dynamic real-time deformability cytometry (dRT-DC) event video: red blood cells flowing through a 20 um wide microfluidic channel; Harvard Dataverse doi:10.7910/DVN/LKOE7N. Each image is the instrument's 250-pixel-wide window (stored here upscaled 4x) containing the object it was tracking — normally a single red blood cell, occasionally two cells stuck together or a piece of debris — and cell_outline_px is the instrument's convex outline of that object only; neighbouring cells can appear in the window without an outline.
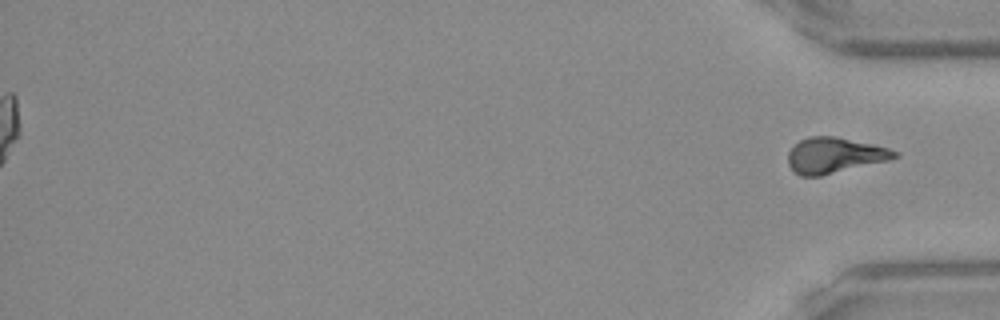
{"species": "Egyptian fruit bat (a non-hibernating species)", "species_latin": "Rousettus aegyptiacus", "temperature_condition": "warm", "stored_images_in_passage": 50, "segment_of_instrument_passage": [2, 2], "camera_frame_rate_fps": 3000, "um_per_image_px": 0.085, "frame": {"image": 1, "passage_image": 50, "time_ms": 16.333, "image_size_px": [1000, 320], "cell_outline_px": [[900, 156], [888, 160], [820, 176], [800, 176], [788, 164], [788, 152], [800, 140], [808, 136], [836, 136], [872, 144], [888, 148], [900, 152]], "centroid_in_image_um": [70.94, 13.19], "position_along_channel_um": 364.3, "area_um2": 21.96}}